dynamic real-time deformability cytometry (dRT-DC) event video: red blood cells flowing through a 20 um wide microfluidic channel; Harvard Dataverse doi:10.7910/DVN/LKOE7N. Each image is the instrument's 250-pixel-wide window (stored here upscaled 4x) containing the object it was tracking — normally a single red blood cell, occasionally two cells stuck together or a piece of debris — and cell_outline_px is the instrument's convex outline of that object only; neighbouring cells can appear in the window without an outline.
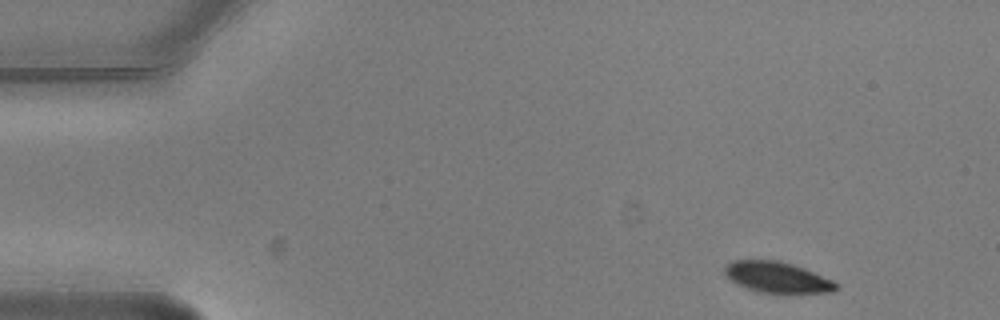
{"species": "common noctule bat (a hibernating species)", "species_latin": "Nyctalus noctula", "temperature_condition": "warm", "stored_images_in_passage": 6, "segment_of_instrument_passage": [2, 2], "camera_frame_rate_fps": 3000, "um_per_image_px": 0.085, "animal": {"sex": "male", "body_mass_g": 20.5, "forearm_length_mm": 52.5}, "frame": {"image": 1, "passage_image": 6, "time_ms": 1.667, "image_size_px": [1000, 320], "cell_outline_px": [[840, 288], [832, 292], [760, 292], [736, 284], [724, 272], [724, 268], [732, 260], [776, 260], [792, 264], [804, 268], [832, 280], [840, 284]], "centroid_in_image_um": [66.08, 23.56], "position_along_channel_um": 18.9, "area_um2": 19.71}}